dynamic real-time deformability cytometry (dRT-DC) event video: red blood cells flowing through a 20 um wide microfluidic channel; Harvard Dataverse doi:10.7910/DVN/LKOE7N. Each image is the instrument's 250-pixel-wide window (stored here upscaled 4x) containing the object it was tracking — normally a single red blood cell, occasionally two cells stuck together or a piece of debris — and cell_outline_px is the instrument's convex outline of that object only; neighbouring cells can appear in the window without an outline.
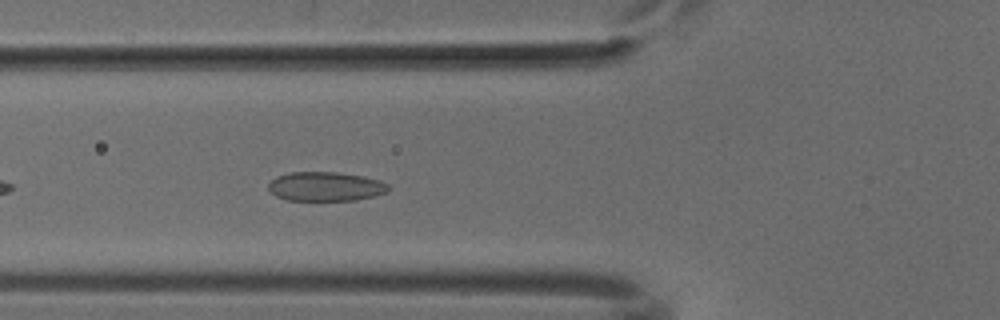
{"species": "common noctule bat (a hibernating species)", "species_latin": "Nyctalus noctula", "temperature_condition": "cold", "stored_images_in_passage": 38, "camera_frame_rate_fps": 3000, "um_per_image_px": 0.085, "animal": {"sex": "male", "body_mass_g": 18.8}, "frame": {"image": 1, "passage_image": 5, "time_ms": 1.333, "image_size_px": [1000, 320], "cell_outline_px": [[388, 192], [356, 200], [284, 200], [276, 196], [268, 188], [268, 184], [276, 176], [288, 172], [336, 172], [364, 176], [380, 180], [388, 184]], "centroid_in_image_um": [27.66, 15.84], "position_along_channel_um": 98.1, "area_um2": 20.46}}
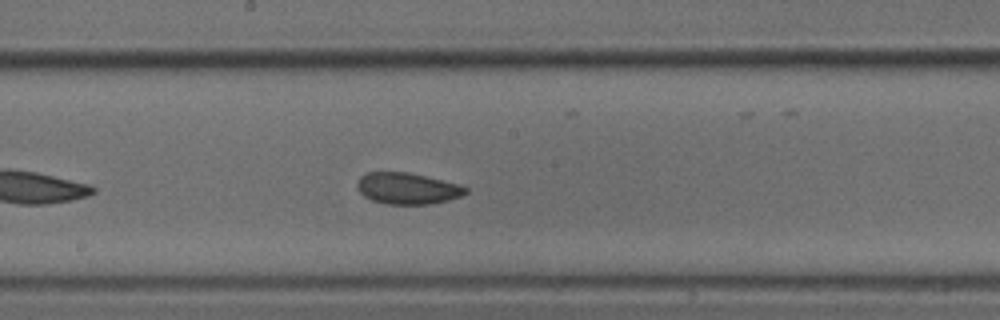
{"frame": {"image": 2, "passage_image": 14, "time_ms": 4.333, "image_size_px": [1000, 320], "cell_outline_px": [[468, 192], [460, 196], [448, 200], [428, 204], [384, 204], [372, 200], [364, 196], [356, 188], [356, 184], [360, 176], [368, 172], [408, 172], [460, 184], [468, 188]], "centroid_in_image_um": [34.61, 16.01], "position_along_channel_um": 213.6, "area_um2": 19.88}}
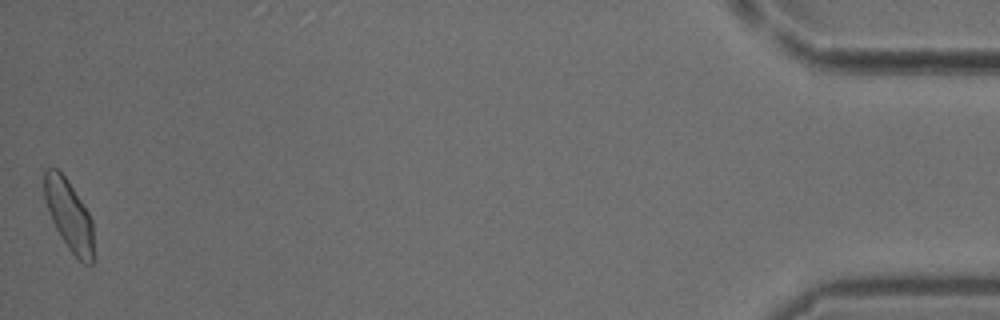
{"frame": {"image": 3, "passage_image": 38, "time_ms": 12.333, "image_size_px": [1000, 320], "cell_outline_px": [[96, 260], [92, 264], [84, 264], [68, 248], [56, 228], [48, 212], [44, 196], [44, 168], [48, 164], [56, 168], [68, 180], [88, 212], [92, 220]], "centroid_in_image_um": [5.89, 18.3], "position_along_channel_um": 429.3, "area_um2": 20.69}}